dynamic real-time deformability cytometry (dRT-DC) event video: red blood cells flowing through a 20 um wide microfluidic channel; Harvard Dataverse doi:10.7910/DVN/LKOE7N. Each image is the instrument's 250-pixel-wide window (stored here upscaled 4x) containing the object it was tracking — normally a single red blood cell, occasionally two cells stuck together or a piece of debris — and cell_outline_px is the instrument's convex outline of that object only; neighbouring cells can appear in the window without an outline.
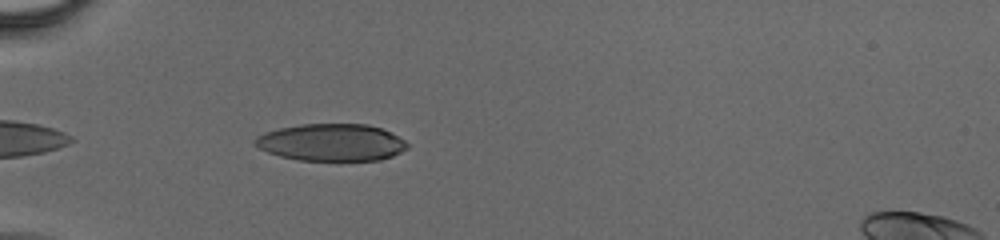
{"species": "human", "species_latin": "Homo sapiens", "temperature_condition": "cold", "stored_images_in_passage": 33, "camera_frame_rate_fps": 3000, "um_per_image_px": 0.085, "donor": {"sex": "male"}, "frame": {"image": 1, "passage_image": 2, "time_ms": 0.333, "image_size_px": [1000, 240], "cell_outline_px": [[408, 148], [392, 156], [380, 160], [300, 160], [280, 156], [268, 152], [252, 144], [252, 140], [256, 136], [264, 132], [280, 128], [300, 124], [368, 124], [392, 132], [404, 140], [408, 144]], "centroid_in_image_um": [28.15, 12.1], "position_along_channel_um": 56.8, "area_um2": 33.06}}
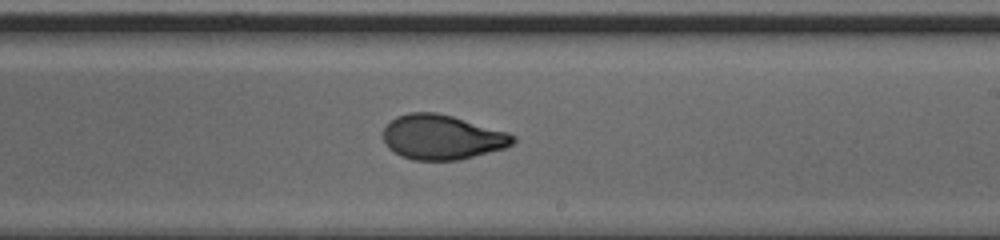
{"frame": {"image": 2, "passage_image": 16, "time_ms": 5.0, "image_size_px": [1000, 240], "cell_outline_px": [[516, 140], [512, 144], [504, 148], [460, 160], [412, 160], [400, 156], [388, 148], [384, 144], [384, 128], [396, 116], [408, 112], [436, 112], [452, 116], [508, 132], [516, 136]], "centroid_in_image_um": [37.56, 11.66], "position_along_channel_um": 251.4, "area_um2": 33.87}}
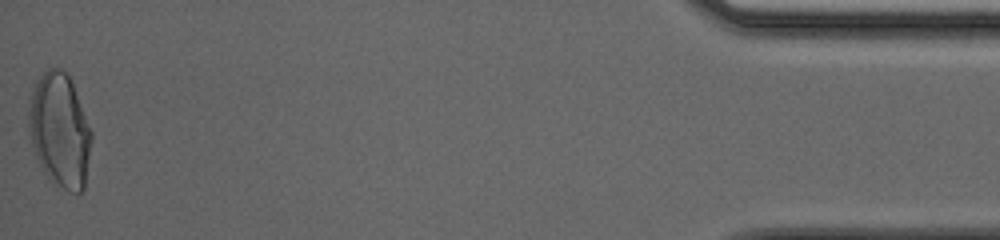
{"frame": {"image": 3, "passage_image": 33, "time_ms": 10.667, "image_size_px": [1000, 240], "cell_outline_px": [[92, 140], [84, 188], [80, 192], [68, 192], [48, 180], [36, 156], [28, 132], [28, 112], [32, 88], [36, 80], [48, 68], [60, 68], [72, 80], [92, 132]], "centroid_in_image_um": [5.07, 11.08], "position_along_channel_um": 430.1, "area_um2": 42.02}}